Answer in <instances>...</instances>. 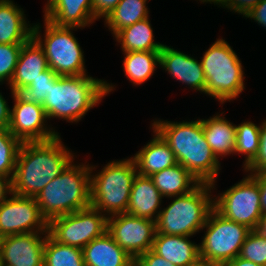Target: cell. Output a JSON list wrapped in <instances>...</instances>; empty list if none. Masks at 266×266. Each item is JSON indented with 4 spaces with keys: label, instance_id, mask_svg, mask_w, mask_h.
<instances>
[{
    "label": "cell",
    "instance_id": "23",
    "mask_svg": "<svg viewBox=\"0 0 266 266\" xmlns=\"http://www.w3.org/2000/svg\"><path fill=\"white\" fill-rule=\"evenodd\" d=\"M223 113L217 112L208 119H201L206 141L219 160L234 155L236 142V125L227 120Z\"/></svg>",
    "mask_w": 266,
    "mask_h": 266
},
{
    "label": "cell",
    "instance_id": "43",
    "mask_svg": "<svg viewBox=\"0 0 266 266\" xmlns=\"http://www.w3.org/2000/svg\"><path fill=\"white\" fill-rule=\"evenodd\" d=\"M223 266H260V265H257L254 262H251L249 260L237 256L236 258L225 263Z\"/></svg>",
    "mask_w": 266,
    "mask_h": 266
},
{
    "label": "cell",
    "instance_id": "40",
    "mask_svg": "<svg viewBox=\"0 0 266 266\" xmlns=\"http://www.w3.org/2000/svg\"><path fill=\"white\" fill-rule=\"evenodd\" d=\"M257 182L260 191L261 214L266 213V172L249 173Z\"/></svg>",
    "mask_w": 266,
    "mask_h": 266
},
{
    "label": "cell",
    "instance_id": "2",
    "mask_svg": "<svg viewBox=\"0 0 266 266\" xmlns=\"http://www.w3.org/2000/svg\"><path fill=\"white\" fill-rule=\"evenodd\" d=\"M61 136L44 142H24L19 148L12 193L36 197L42 189L75 160Z\"/></svg>",
    "mask_w": 266,
    "mask_h": 266
},
{
    "label": "cell",
    "instance_id": "26",
    "mask_svg": "<svg viewBox=\"0 0 266 266\" xmlns=\"http://www.w3.org/2000/svg\"><path fill=\"white\" fill-rule=\"evenodd\" d=\"M163 198H171L189 193L200 182L181 164L163 169L150 176Z\"/></svg>",
    "mask_w": 266,
    "mask_h": 266
},
{
    "label": "cell",
    "instance_id": "11",
    "mask_svg": "<svg viewBox=\"0 0 266 266\" xmlns=\"http://www.w3.org/2000/svg\"><path fill=\"white\" fill-rule=\"evenodd\" d=\"M107 231V217L89 206L49 221L48 233L57 241L83 249Z\"/></svg>",
    "mask_w": 266,
    "mask_h": 266
},
{
    "label": "cell",
    "instance_id": "5",
    "mask_svg": "<svg viewBox=\"0 0 266 266\" xmlns=\"http://www.w3.org/2000/svg\"><path fill=\"white\" fill-rule=\"evenodd\" d=\"M216 39L200 60L206 79L205 95L223 105L245 90V72L233 47L222 37Z\"/></svg>",
    "mask_w": 266,
    "mask_h": 266
},
{
    "label": "cell",
    "instance_id": "46",
    "mask_svg": "<svg viewBox=\"0 0 266 266\" xmlns=\"http://www.w3.org/2000/svg\"><path fill=\"white\" fill-rule=\"evenodd\" d=\"M195 266H211V265H208L207 263L200 261V262H199L197 265H195Z\"/></svg>",
    "mask_w": 266,
    "mask_h": 266
},
{
    "label": "cell",
    "instance_id": "12",
    "mask_svg": "<svg viewBox=\"0 0 266 266\" xmlns=\"http://www.w3.org/2000/svg\"><path fill=\"white\" fill-rule=\"evenodd\" d=\"M10 94L14 104L8 130L21 143L49 141L60 135L54 126L47 124L48 117L42 104L27 101L12 91Z\"/></svg>",
    "mask_w": 266,
    "mask_h": 266
},
{
    "label": "cell",
    "instance_id": "29",
    "mask_svg": "<svg viewBox=\"0 0 266 266\" xmlns=\"http://www.w3.org/2000/svg\"><path fill=\"white\" fill-rule=\"evenodd\" d=\"M44 266H85L83 250L57 242L48 233L44 244Z\"/></svg>",
    "mask_w": 266,
    "mask_h": 266
},
{
    "label": "cell",
    "instance_id": "18",
    "mask_svg": "<svg viewBox=\"0 0 266 266\" xmlns=\"http://www.w3.org/2000/svg\"><path fill=\"white\" fill-rule=\"evenodd\" d=\"M48 68L43 48L31 37L21 47L13 77L7 86L13 93H19L23 88L29 87Z\"/></svg>",
    "mask_w": 266,
    "mask_h": 266
},
{
    "label": "cell",
    "instance_id": "6",
    "mask_svg": "<svg viewBox=\"0 0 266 266\" xmlns=\"http://www.w3.org/2000/svg\"><path fill=\"white\" fill-rule=\"evenodd\" d=\"M97 167L90 164L91 206L106 217L126 213L132 184L138 173L134 159L112 160L101 171L97 170L99 172Z\"/></svg>",
    "mask_w": 266,
    "mask_h": 266
},
{
    "label": "cell",
    "instance_id": "27",
    "mask_svg": "<svg viewBox=\"0 0 266 266\" xmlns=\"http://www.w3.org/2000/svg\"><path fill=\"white\" fill-rule=\"evenodd\" d=\"M122 54L124 75L135 87L148 81L160 67V51H132Z\"/></svg>",
    "mask_w": 266,
    "mask_h": 266
},
{
    "label": "cell",
    "instance_id": "13",
    "mask_svg": "<svg viewBox=\"0 0 266 266\" xmlns=\"http://www.w3.org/2000/svg\"><path fill=\"white\" fill-rule=\"evenodd\" d=\"M48 220L35 197L11 194L0 205V238L23 233H48Z\"/></svg>",
    "mask_w": 266,
    "mask_h": 266
},
{
    "label": "cell",
    "instance_id": "41",
    "mask_svg": "<svg viewBox=\"0 0 266 266\" xmlns=\"http://www.w3.org/2000/svg\"><path fill=\"white\" fill-rule=\"evenodd\" d=\"M8 104L9 103L0 92V129H8L9 127L11 107Z\"/></svg>",
    "mask_w": 266,
    "mask_h": 266
},
{
    "label": "cell",
    "instance_id": "16",
    "mask_svg": "<svg viewBox=\"0 0 266 266\" xmlns=\"http://www.w3.org/2000/svg\"><path fill=\"white\" fill-rule=\"evenodd\" d=\"M160 67L187 88L205 94L206 79L202 63L193 55L164 44L160 51Z\"/></svg>",
    "mask_w": 266,
    "mask_h": 266
},
{
    "label": "cell",
    "instance_id": "1",
    "mask_svg": "<svg viewBox=\"0 0 266 266\" xmlns=\"http://www.w3.org/2000/svg\"><path fill=\"white\" fill-rule=\"evenodd\" d=\"M154 129L168 144L177 163L186 168L200 183L217 185L221 163L206 141L200 118L197 120L151 121Z\"/></svg>",
    "mask_w": 266,
    "mask_h": 266
},
{
    "label": "cell",
    "instance_id": "14",
    "mask_svg": "<svg viewBox=\"0 0 266 266\" xmlns=\"http://www.w3.org/2000/svg\"><path fill=\"white\" fill-rule=\"evenodd\" d=\"M107 233L134 260L152 249L157 228L156 221L126 213L107 217Z\"/></svg>",
    "mask_w": 266,
    "mask_h": 266
},
{
    "label": "cell",
    "instance_id": "21",
    "mask_svg": "<svg viewBox=\"0 0 266 266\" xmlns=\"http://www.w3.org/2000/svg\"><path fill=\"white\" fill-rule=\"evenodd\" d=\"M152 131L153 138L131 156L135 161L138 174L143 176H151L177 164L168 144L154 129Z\"/></svg>",
    "mask_w": 266,
    "mask_h": 266
},
{
    "label": "cell",
    "instance_id": "25",
    "mask_svg": "<svg viewBox=\"0 0 266 266\" xmlns=\"http://www.w3.org/2000/svg\"><path fill=\"white\" fill-rule=\"evenodd\" d=\"M115 38V39H114ZM113 39L122 52L161 51L164 44L156 42L150 17L119 30Z\"/></svg>",
    "mask_w": 266,
    "mask_h": 266
},
{
    "label": "cell",
    "instance_id": "28",
    "mask_svg": "<svg viewBox=\"0 0 266 266\" xmlns=\"http://www.w3.org/2000/svg\"><path fill=\"white\" fill-rule=\"evenodd\" d=\"M149 0H121L104 19V25L114 36L119 30L148 18Z\"/></svg>",
    "mask_w": 266,
    "mask_h": 266
},
{
    "label": "cell",
    "instance_id": "9",
    "mask_svg": "<svg viewBox=\"0 0 266 266\" xmlns=\"http://www.w3.org/2000/svg\"><path fill=\"white\" fill-rule=\"evenodd\" d=\"M203 230L199 256L202 262L211 266H223L239 256L241 246L251 231L243 224L226 219L214 208L209 213L201 231Z\"/></svg>",
    "mask_w": 266,
    "mask_h": 266
},
{
    "label": "cell",
    "instance_id": "30",
    "mask_svg": "<svg viewBox=\"0 0 266 266\" xmlns=\"http://www.w3.org/2000/svg\"><path fill=\"white\" fill-rule=\"evenodd\" d=\"M234 154L244 155L243 169L255 158L259 149L260 124L243 121L236 125V140Z\"/></svg>",
    "mask_w": 266,
    "mask_h": 266
},
{
    "label": "cell",
    "instance_id": "4",
    "mask_svg": "<svg viewBox=\"0 0 266 266\" xmlns=\"http://www.w3.org/2000/svg\"><path fill=\"white\" fill-rule=\"evenodd\" d=\"M87 163L85 160L84 163L75 164L73 160L35 197L48 222L55 217L91 206V170Z\"/></svg>",
    "mask_w": 266,
    "mask_h": 266
},
{
    "label": "cell",
    "instance_id": "15",
    "mask_svg": "<svg viewBox=\"0 0 266 266\" xmlns=\"http://www.w3.org/2000/svg\"><path fill=\"white\" fill-rule=\"evenodd\" d=\"M48 233H23L0 238L1 264L44 266V244Z\"/></svg>",
    "mask_w": 266,
    "mask_h": 266
},
{
    "label": "cell",
    "instance_id": "44",
    "mask_svg": "<svg viewBox=\"0 0 266 266\" xmlns=\"http://www.w3.org/2000/svg\"><path fill=\"white\" fill-rule=\"evenodd\" d=\"M255 230L261 235L266 236V213L261 215Z\"/></svg>",
    "mask_w": 266,
    "mask_h": 266
},
{
    "label": "cell",
    "instance_id": "34",
    "mask_svg": "<svg viewBox=\"0 0 266 266\" xmlns=\"http://www.w3.org/2000/svg\"><path fill=\"white\" fill-rule=\"evenodd\" d=\"M23 44H0V84L10 83Z\"/></svg>",
    "mask_w": 266,
    "mask_h": 266
},
{
    "label": "cell",
    "instance_id": "47",
    "mask_svg": "<svg viewBox=\"0 0 266 266\" xmlns=\"http://www.w3.org/2000/svg\"><path fill=\"white\" fill-rule=\"evenodd\" d=\"M129 266H137L135 260Z\"/></svg>",
    "mask_w": 266,
    "mask_h": 266
},
{
    "label": "cell",
    "instance_id": "33",
    "mask_svg": "<svg viewBox=\"0 0 266 266\" xmlns=\"http://www.w3.org/2000/svg\"><path fill=\"white\" fill-rule=\"evenodd\" d=\"M57 77L58 75L48 68L29 87L23 88L18 94L27 101L43 104L50 86H53Z\"/></svg>",
    "mask_w": 266,
    "mask_h": 266
},
{
    "label": "cell",
    "instance_id": "19",
    "mask_svg": "<svg viewBox=\"0 0 266 266\" xmlns=\"http://www.w3.org/2000/svg\"><path fill=\"white\" fill-rule=\"evenodd\" d=\"M163 196L150 176L137 173L134 178L126 214L156 221L162 208Z\"/></svg>",
    "mask_w": 266,
    "mask_h": 266
},
{
    "label": "cell",
    "instance_id": "8",
    "mask_svg": "<svg viewBox=\"0 0 266 266\" xmlns=\"http://www.w3.org/2000/svg\"><path fill=\"white\" fill-rule=\"evenodd\" d=\"M43 19V27L39 22L33 23L32 37L43 48L49 68L58 76L88 74L84 51L73 32L81 28L57 26L48 19Z\"/></svg>",
    "mask_w": 266,
    "mask_h": 266
},
{
    "label": "cell",
    "instance_id": "7",
    "mask_svg": "<svg viewBox=\"0 0 266 266\" xmlns=\"http://www.w3.org/2000/svg\"><path fill=\"white\" fill-rule=\"evenodd\" d=\"M215 187L210 183H199L189 193L172 197L173 200L159 212L157 232L175 236L200 233L213 209Z\"/></svg>",
    "mask_w": 266,
    "mask_h": 266
},
{
    "label": "cell",
    "instance_id": "39",
    "mask_svg": "<svg viewBox=\"0 0 266 266\" xmlns=\"http://www.w3.org/2000/svg\"><path fill=\"white\" fill-rule=\"evenodd\" d=\"M244 18L253 19L260 27L266 29V0H261L254 8L247 12Z\"/></svg>",
    "mask_w": 266,
    "mask_h": 266
},
{
    "label": "cell",
    "instance_id": "42",
    "mask_svg": "<svg viewBox=\"0 0 266 266\" xmlns=\"http://www.w3.org/2000/svg\"><path fill=\"white\" fill-rule=\"evenodd\" d=\"M12 194V179L0 174V205Z\"/></svg>",
    "mask_w": 266,
    "mask_h": 266
},
{
    "label": "cell",
    "instance_id": "10",
    "mask_svg": "<svg viewBox=\"0 0 266 266\" xmlns=\"http://www.w3.org/2000/svg\"><path fill=\"white\" fill-rule=\"evenodd\" d=\"M238 183L213 197V208L226 219L256 229L261 217L260 191L248 173ZM217 196V197H216Z\"/></svg>",
    "mask_w": 266,
    "mask_h": 266
},
{
    "label": "cell",
    "instance_id": "22",
    "mask_svg": "<svg viewBox=\"0 0 266 266\" xmlns=\"http://www.w3.org/2000/svg\"><path fill=\"white\" fill-rule=\"evenodd\" d=\"M33 23L13 0H0V44H24L32 37Z\"/></svg>",
    "mask_w": 266,
    "mask_h": 266
},
{
    "label": "cell",
    "instance_id": "36",
    "mask_svg": "<svg viewBox=\"0 0 266 266\" xmlns=\"http://www.w3.org/2000/svg\"><path fill=\"white\" fill-rule=\"evenodd\" d=\"M261 0H213L214 5L219 8H227L233 13H238V15H245L252 8H254Z\"/></svg>",
    "mask_w": 266,
    "mask_h": 266
},
{
    "label": "cell",
    "instance_id": "32",
    "mask_svg": "<svg viewBox=\"0 0 266 266\" xmlns=\"http://www.w3.org/2000/svg\"><path fill=\"white\" fill-rule=\"evenodd\" d=\"M239 257L266 266V236L251 230L241 246Z\"/></svg>",
    "mask_w": 266,
    "mask_h": 266
},
{
    "label": "cell",
    "instance_id": "37",
    "mask_svg": "<svg viewBox=\"0 0 266 266\" xmlns=\"http://www.w3.org/2000/svg\"><path fill=\"white\" fill-rule=\"evenodd\" d=\"M121 0H92L93 16L99 21L105 19Z\"/></svg>",
    "mask_w": 266,
    "mask_h": 266
},
{
    "label": "cell",
    "instance_id": "3",
    "mask_svg": "<svg viewBox=\"0 0 266 266\" xmlns=\"http://www.w3.org/2000/svg\"><path fill=\"white\" fill-rule=\"evenodd\" d=\"M113 83L88 74L58 76L42 104L48 120L78 123L93 107L115 90Z\"/></svg>",
    "mask_w": 266,
    "mask_h": 266
},
{
    "label": "cell",
    "instance_id": "20",
    "mask_svg": "<svg viewBox=\"0 0 266 266\" xmlns=\"http://www.w3.org/2000/svg\"><path fill=\"white\" fill-rule=\"evenodd\" d=\"M190 237L157 232L151 250L176 266H195L201 261L199 244Z\"/></svg>",
    "mask_w": 266,
    "mask_h": 266
},
{
    "label": "cell",
    "instance_id": "38",
    "mask_svg": "<svg viewBox=\"0 0 266 266\" xmlns=\"http://www.w3.org/2000/svg\"><path fill=\"white\" fill-rule=\"evenodd\" d=\"M135 262L137 266H176L154 253L151 249L138 256Z\"/></svg>",
    "mask_w": 266,
    "mask_h": 266
},
{
    "label": "cell",
    "instance_id": "17",
    "mask_svg": "<svg viewBox=\"0 0 266 266\" xmlns=\"http://www.w3.org/2000/svg\"><path fill=\"white\" fill-rule=\"evenodd\" d=\"M43 17L57 26L84 29L97 20L93 16L92 0H47Z\"/></svg>",
    "mask_w": 266,
    "mask_h": 266
},
{
    "label": "cell",
    "instance_id": "35",
    "mask_svg": "<svg viewBox=\"0 0 266 266\" xmlns=\"http://www.w3.org/2000/svg\"><path fill=\"white\" fill-rule=\"evenodd\" d=\"M245 173L266 172V120L260 125L259 149L255 158L243 169Z\"/></svg>",
    "mask_w": 266,
    "mask_h": 266
},
{
    "label": "cell",
    "instance_id": "45",
    "mask_svg": "<svg viewBox=\"0 0 266 266\" xmlns=\"http://www.w3.org/2000/svg\"><path fill=\"white\" fill-rule=\"evenodd\" d=\"M196 1H197V2L199 1L201 4H202V3H203V4H204V3H205V4H207V3H208V4H209V3L212 4V3H213V0H196Z\"/></svg>",
    "mask_w": 266,
    "mask_h": 266
},
{
    "label": "cell",
    "instance_id": "24",
    "mask_svg": "<svg viewBox=\"0 0 266 266\" xmlns=\"http://www.w3.org/2000/svg\"><path fill=\"white\" fill-rule=\"evenodd\" d=\"M85 266H129L134 259L120 248L107 231L83 249Z\"/></svg>",
    "mask_w": 266,
    "mask_h": 266
},
{
    "label": "cell",
    "instance_id": "31",
    "mask_svg": "<svg viewBox=\"0 0 266 266\" xmlns=\"http://www.w3.org/2000/svg\"><path fill=\"white\" fill-rule=\"evenodd\" d=\"M21 142L8 129H0V174L13 179Z\"/></svg>",
    "mask_w": 266,
    "mask_h": 266
}]
</instances>
